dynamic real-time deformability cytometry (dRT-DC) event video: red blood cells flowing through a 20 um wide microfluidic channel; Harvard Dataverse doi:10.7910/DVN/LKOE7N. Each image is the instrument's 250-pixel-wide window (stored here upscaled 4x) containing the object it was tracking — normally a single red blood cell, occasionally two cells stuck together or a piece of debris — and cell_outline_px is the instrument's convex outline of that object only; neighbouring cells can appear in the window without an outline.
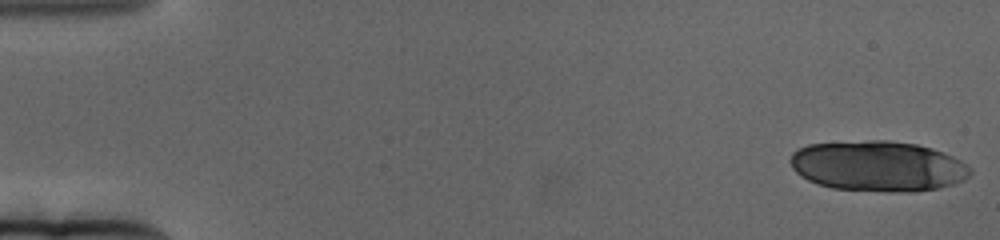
{"species": "human", "species_latin": "Homo sapiens", "temperature_condition": "cold", "stored_images_in_passage": 21, "camera_frame_rate_fps": 3000, "um_per_image_px": 0.085, "donor": {"sex": "female"}, "frame": {"image": 1, "passage_image": 1, "time_ms": 0.0, "image_size_px": [1000, 240], "cell_outline_px": [[972, 172], [964, 180], [952, 184], [936, 188], [912, 192], [888, 192], [832, 188], [816, 184], [800, 176], [792, 168], [788, 160], [792, 152], [796, 148], [808, 144], [868, 140], [888, 140], [916, 144], [932, 148], [952, 156], [968, 164], [972, 168]], "centroid_in_image_um": [74.59, 14.12], "position_along_channel_um": 10.4, "area_um2": 53.41}}
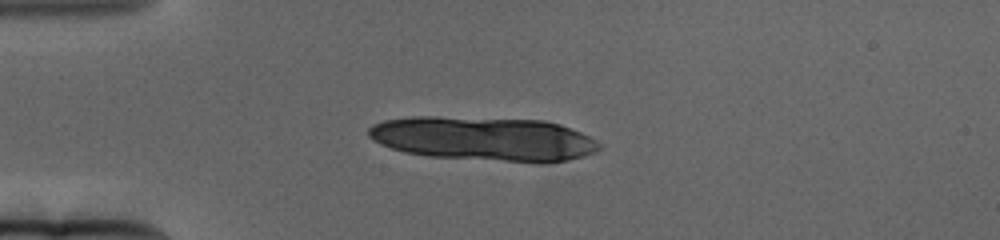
{"frame": {"image": 2, "passage_image": 16, "time_ms": 5.0, "image_size_px": [1000, 240], "cell_outline_px": [[604, 144], [596, 152], [584, 156], [568, 160], [540, 164], [428, 156], [404, 152], [380, 144], [368, 136], [368, 128], [372, 124], [384, 120], [416, 116], [436, 116], [544, 120], [560, 124], [580, 132]], "centroid_in_image_um": [41.16, 11.8], "position_along_channel_um": 43.8, "area_um2": 60.05}}